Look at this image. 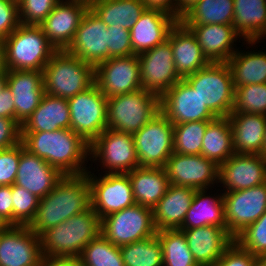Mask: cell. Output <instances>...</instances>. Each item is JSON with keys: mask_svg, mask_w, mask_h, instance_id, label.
<instances>
[{"mask_svg": "<svg viewBox=\"0 0 266 266\" xmlns=\"http://www.w3.org/2000/svg\"><path fill=\"white\" fill-rule=\"evenodd\" d=\"M6 85H7V73L0 74V93L5 88Z\"/></svg>", "mask_w": 266, "mask_h": 266, "instance_id": "680465c9", "label": "cell"}, {"mask_svg": "<svg viewBox=\"0 0 266 266\" xmlns=\"http://www.w3.org/2000/svg\"><path fill=\"white\" fill-rule=\"evenodd\" d=\"M8 70L43 71L57 51L40 26L19 24L3 41Z\"/></svg>", "mask_w": 266, "mask_h": 266, "instance_id": "5b68a950", "label": "cell"}, {"mask_svg": "<svg viewBox=\"0 0 266 266\" xmlns=\"http://www.w3.org/2000/svg\"><path fill=\"white\" fill-rule=\"evenodd\" d=\"M185 26L196 37L204 56L210 63H226L237 51L234 42L240 38V35L232 24Z\"/></svg>", "mask_w": 266, "mask_h": 266, "instance_id": "4316f807", "label": "cell"}, {"mask_svg": "<svg viewBox=\"0 0 266 266\" xmlns=\"http://www.w3.org/2000/svg\"><path fill=\"white\" fill-rule=\"evenodd\" d=\"M0 217L9 225H13L11 185L0 186Z\"/></svg>", "mask_w": 266, "mask_h": 266, "instance_id": "816d5d0a", "label": "cell"}, {"mask_svg": "<svg viewBox=\"0 0 266 266\" xmlns=\"http://www.w3.org/2000/svg\"><path fill=\"white\" fill-rule=\"evenodd\" d=\"M107 27L89 8L83 16L74 40L67 51L94 67L106 61L108 59Z\"/></svg>", "mask_w": 266, "mask_h": 266, "instance_id": "ffe728a7", "label": "cell"}, {"mask_svg": "<svg viewBox=\"0 0 266 266\" xmlns=\"http://www.w3.org/2000/svg\"><path fill=\"white\" fill-rule=\"evenodd\" d=\"M69 1H79V2L86 3L87 5H90L94 0H69Z\"/></svg>", "mask_w": 266, "mask_h": 266, "instance_id": "6125c7cd", "label": "cell"}, {"mask_svg": "<svg viewBox=\"0 0 266 266\" xmlns=\"http://www.w3.org/2000/svg\"><path fill=\"white\" fill-rule=\"evenodd\" d=\"M206 189L196 190L191 207L186 213L179 229H191L202 226L226 228L223 196L206 195ZM206 195V196H205Z\"/></svg>", "mask_w": 266, "mask_h": 266, "instance_id": "d6a6232c", "label": "cell"}, {"mask_svg": "<svg viewBox=\"0 0 266 266\" xmlns=\"http://www.w3.org/2000/svg\"><path fill=\"white\" fill-rule=\"evenodd\" d=\"M40 236L27 225H9L0 233V266H42Z\"/></svg>", "mask_w": 266, "mask_h": 266, "instance_id": "e0dca14e", "label": "cell"}, {"mask_svg": "<svg viewBox=\"0 0 266 266\" xmlns=\"http://www.w3.org/2000/svg\"><path fill=\"white\" fill-rule=\"evenodd\" d=\"M64 175L45 160L28 152L20 142V159L15 185L24 187L38 198L51 192Z\"/></svg>", "mask_w": 266, "mask_h": 266, "instance_id": "7402d4cb", "label": "cell"}, {"mask_svg": "<svg viewBox=\"0 0 266 266\" xmlns=\"http://www.w3.org/2000/svg\"><path fill=\"white\" fill-rule=\"evenodd\" d=\"M233 154L235 152L229 118L217 117L207 125L203 137L201 155L220 166Z\"/></svg>", "mask_w": 266, "mask_h": 266, "instance_id": "e575fe53", "label": "cell"}, {"mask_svg": "<svg viewBox=\"0 0 266 266\" xmlns=\"http://www.w3.org/2000/svg\"><path fill=\"white\" fill-rule=\"evenodd\" d=\"M42 266H84L78 258L44 259Z\"/></svg>", "mask_w": 266, "mask_h": 266, "instance_id": "11a10c76", "label": "cell"}, {"mask_svg": "<svg viewBox=\"0 0 266 266\" xmlns=\"http://www.w3.org/2000/svg\"><path fill=\"white\" fill-rule=\"evenodd\" d=\"M70 110L67 99L44 94L39 106L21 125V132H50L70 129Z\"/></svg>", "mask_w": 266, "mask_h": 266, "instance_id": "f546056e", "label": "cell"}, {"mask_svg": "<svg viewBox=\"0 0 266 266\" xmlns=\"http://www.w3.org/2000/svg\"><path fill=\"white\" fill-rule=\"evenodd\" d=\"M163 168L174 186L208 190L214 183H219V166L202 155L173 152Z\"/></svg>", "mask_w": 266, "mask_h": 266, "instance_id": "5bb4252c", "label": "cell"}, {"mask_svg": "<svg viewBox=\"0 0 266 266\" xmlns=\"http://www.w3.org/2000/svg\"><path fill=\"white\" fill-rule=\"evenodd\" d=\"M8 68L6 65V50L3 40L0 39V74L7 73Z\"/></svg>", "mask_w": 266, "mask_h": 266, "instance_id": "6f0895ef", "label": "cell"}, {"mask_svg": "<svg viewBox=\"0 0 266 266\" xmlns=\"http://www.w3.org/2000/svg\"><path fill=\"white\" fill-rule=\"evenodd\" d=\"M226 228L235 239L266 211V182L244 190L222 193Z\"/></svg>", "mask_w": 266, "mask_h": 266, "instance_id": "4fadbf2b", "label": "cell"}, {"mask_svg": "<svg viewBox=\"0 0 266 266\" xmlns=\"http://www.w3.org/2000/svg\"><path fill=\"white\" fill-rule=\"evenodd\" d=\"M89 5L79 1L60 0L39 25L56 50H67L76 35Z\"/></svg>", "mask_w": 266, "mask_h": 266, "instance_id": "d6986e66", "label": "cell"}, {"mask_svg": "<svg viewBox=\"0 0 266 266\" xmlns=\"http://www.w3.org/2000/svg\"><path fill=\"white\" fill-rule=\"evenodd\" d=\"M156 235L162 245L163 266H198L182 230H160Z\"/></svg>", "mask_w": 266, "mask_h": 266, "instance_id": "74e56055", "label": "cell"}, {"mask_svg": "<svg viewBox=\"0 0 266 266\" xmlns=\"http://www.w3.org/2000/svg\"><path fill=\"white\" fill-rule=\"evenodd\" d=\"M266 182V157L233 154L219 166V183L225 192L248 189Z\"/></svg>", "mask_w": 266, "mask_h": 266, "instance_id": "44dd1931", "label": "cell"}, {"mask_svg": "<svg viewBox=\"0 0 266 266\" xmlns=\"http://www.w3.org/2000/svg\"><path fill=\"white\" fill-rule=\"evenodd\" d=\"M20 159V143L14 147L0 150V186L13 185Z\"/></svg>", "mask_w": 266, "mask_h": 266, "instance_id": "7dc6e473", "label": "cell"}, {"mask_svg": "<svg viewBox=\"0 0 266 266\" xmlns=\"http://www.w3.org/2000/svg\"><path fill=\"white\" fill-rule=\"evenodd\" d=\"M255 266H266V255L257 256Z\"/></svg>", "mask_w": 266, "mask_h": 266, "instance_id": "91938a15", "label": "cell"}, {"mask_svg": "<svg viewBox=\"0 0 266 266\" xmlns=\"http://www.w3.org/2000/svg\"><path fill=\"white\" fill-rule=\"evenodd\" d=\"M60 0H18L19 24L39 26Z\"/></svg>", "mask_w": 266, "mask_h": 266, "instance_id": "f6af8a7d", "label": "cell"}, {"mask_svg": "<svg viewBox=\"0 0 266 266\" xmlns=\"http://www.w3.org/2000/svg\"><path fill=\"white\" fill-rule=\"evenodd\" d=\"M167 40L172 46L175 70L181 79L210 64L196 37L181 21L171 28Z\"/></svg>", "mask_w": 266, "mask_h": 266, "instance_id": "d4e9b609", "label": "cell"}, {"mask_svg": "<svg viewBox=\"0 0 266 266\" xmlns=\"http://www.w3.org/2000/svg\"><path fill=\"white\" fill-rule=\"evenodd\" d=\"M160 111V98L139 89L107 98V128L122 133L138 132Z\"/></svg>", "mask_w": 266, "mask_h": 266, "instance_id": "8992f818", "label": "cell"}, {"mask_svg": "<svg viewBox=\"0 0 266 266\" xmlns=\"http://www.w3.org/2000/svg\"><path fill=\"white\" fill-rule=\"evenodd\" d=\"M138 57L143 90L160 98L181 80L175 70L172 46L168 40Z\"/></svg>", "mask_w": 266, "mask_h": 266, "instance_id": "9a60e30c", "label": "cell"}, {"mask_svg": "<svg viewBox=\"0 0 266 266\" xmlns=\"http://www.w3.org/2000/svg\"><path fill=\"white\" fill-rule=\"evenodd\" d=\"M146 9L159 10L177 20L176 0H142Z\"/></svg>", "mask_w": 266, "mask_h": 266, "instance_id": "db71d44e", "label": "cell"}, {"mask_svg": "<svg viewBox=\"0 0 266 266\" xmlns=\"http://www.w3.org/2000/svg\"><path fill=\"white\" fill-rule=\"evenodd\" d=\"M235 241L252 255H266V211L257 221L242 231Z\"/></svg>", "mask_w": 266, "mask_h": 266, "instance_id": "ee69618b", "label": "cell"}, {"mask_svg": "<svg viewBox=\"0 0 266 266\" xmlns=\"http://www.w3.org/2000/svg\"><path fill=\"white\" fill-rule=\"evenodd\" d=\"M174 125L159 111L133 134L139 167H161L173 151Z\"/></svg>", "mask_w": 266, "mask_h": 266, "instance_id": "30bf717a", "label": "cell"}, {"mask_svg": "<svg viewBox=\"0 0 266 266\" xmlns=\"http://www.w3.org/2000/svg\"><path fill=\"white\" fill-rule=\"evenodd\" d=\"M233 112L266 115V83L235 87Z\"/></svg>", "mask_w": 266, "mask_h": 266, "instance_id": "b9f144b4", "label": "cell"}, {"mask_svg": "<svg viewBox=\"0 0 266 266\" xmlns=\"http://www.w3.org/2000/svg\"><path fill=\"white\" fill-rule=\"evenodd\" d=\"M233 26L240 37L254 45L266 36V1L234 0ZM263 36V37H262Z\"/></svg>", "mask_w": 266, "mask_h": 266, "instance_id": "1f68e13d", "label": "cell"}, {"mask_svg": "<svg viewBox=\"0 0 266 266\" xmlns=\"http://www.w3.org/2000/svg\"><path fill=\"white\" fill-rule=\"evenodd\" d=\"M7 86L13 95L15 120L22 125L45 94L43 74L35 70H8Z\"/></svg>", "mask_w": 266, "mask_h": 266, "instance_id": "603a6c76", "label": "cell"}, {"mask_svg": "<svg viewBox=\"0 0 266 266\" xmlns=\"http://www.w3.org/2000/svg\"><path fill=\"white\" fill-rule=\"evenodd\" d=\"M21 143L28 152L42 158L64 176L83 175L88 171L85 163L90 144L71 129L21 132Z\"/></svg>", "mask_w": 266, "mask_h": 266, "instance_id": "6da1fadb", "label": "cell"}, {"mask_svg": "<svg viewBox=\"0 0 266 266\" xmlns=\"http://www.w3.org/2000/svg\"><path fill=\"white\" fill-rule=\"evenodd\" d=\"M160 111L173 125L217 118L185 79L179 80L160 97Z\"/></svg>", "mask_w": 266, "mask_h": 266, "instance_id": "ac0fdd59", "label": "cell"}, {"mask_svg": "<svg viewBox=\"0 0 266 266\" xmlns=\"http://www.w3.org/2000/svg\"><path fill=\"white\" fill-rule=\"evenodd\" d=\"M196 189L169 185L163 198L153 208V220L157 231L179 229L191 207Z\"/></svg>", "mask_w": 266, "mask_h": 266, "instance_id": "f1b7e54d", "label": "cell"}, {"mask_svg": "<svg viewBox=\"0 0 266 266\" xmlns=\"http://www.w3.org/2000/svg\"><path fill=\"white\" fill-rule=\"evenodd\" d=\"M13 225H29L34 219L40 198L24 187L11 185Z\"/></svg>", "mask_w": 266, "mask_h": 266, "instance_id": "7bdbcfd3", "label": "cell"}, {"mask_svg": "<svg viewBox=\"0 0 266 266\" xmlns=\"http://www.w3.org/2000/svg\"><path fill=\"white\" fill-rule=\"evenodd\" d=\"M264 156L266 157V128H265V139H264Z\"/></svg>", "mask_w": 266, "mask_h": 266, "instance_id": "be15d7a7", "label": "cell"}, {"mask_svg": "<svg viewBox=\"0 0 266 266\" xmlns=\"http://www.w3.org/2000/svg\"><path fill=\"white\" fill-rule=\"evenodd\" d=\"M210 122L211 121H194L174 125V153L201 155L204 133Z\"/></svg>", "mask_w": 266, "mask_h": 266, "instance_id": "60d3db41", "label": "cell"}, {"mask_svg": "<svg viewBox=\"0 0 266 266\" xmlns=\"http://www.w3.org/2000/svg\"><path fill=\"white\" fill-rule=\"evenodd\" d=\"M94 74L106 98L142 89L138 55L107 59L94 67Z\"/></svg>", "mask_w": 266, "mask_h": 266, "instance_id": "2e32d148", "label": "cell"}, {"mask_svg": "<svg viewBox=\"0 0 266 266\" xmlns=\"http://www.w3.org/2000/svg\"><path fill=\"white\" fill-rule=\"evenodd\" d=\"M18 25V1L0 0V39L4 41Z\"/></svg>", "mask_w": 266, "mask_h": 266, "instance_id": "c3c4849f", "label": "cell"}, {"mask_svg": "<svg viewBox=\"0 0 266 266\" xmlns=\"http://www.w3.org/2000/svg\"><path fill=\"white\" fill-rule=\"evenodd\" d=\"M89 8L107 26L130 30L146 7L142 0H94Z\"/></svg>", "mask_w": 266, "mask_h": 266, "instance_id": "836d02e7", "label": "cell"}, {"mask_svg": "<svg viewBox=\"0 0 266 266\" xmlns=\"http://www.w3.org/2000/svg\"><path fill=\"white\" fill-rule=\"evenodd\" d=\"M90 207L87 174L65 175L51 192L40 198L35 217L28 227L40 236L44 231Z\"/></svg>", "mask_w": 266, "mask_h": 266, "instance_id": "7a4b0ae2", "label": "cell"}, {"mask_svg": "<svg viewBox=\"0 0 266 266\" xmlns=\"http://www.w3.org/2000/svg\"><path fill=\"white\" fill-rule=\"evenodd\" d=\"M135 203L153 209L170 185L164 168L137 167L127 173Z\"/></svg>", "mask_w": 266, "mask_h": 266, "instance_id": "4dcf8cb0", "label": "cell"}, {"mask_svg": "<svg viewBox=\"0 0 266 266\" xmlns=\"http://www.w3.org/2000/svg\"><path fill=\"white\" fill-rule=\"evenodd\" d=\"M100 234L101 219L90 207L40 235L43 258H78L83 248Z\"/></svg>", "mask_w": 266, "mask_h": 266, "instance_id": "3957f363", "label": "cell"}, {"mask_svg": "<svg viewBox=\"0 0 266 266\" xmlns=\"http://www.w3.org/2000/svg\"><path fill=\"white\" fill-rule=\"evenodd\" d=\"M256 258L234 241L214 266H255Z\"/></svg>", "mask_w": 266, "mask_h": 266, "instance_id": "681fc988", "label": "cell"}, {"mask_svg": "<svg viewBox=\"0 0 266 266\" xmlns=\"http://www.w3.org/2000/svg\"><path fill=\"white\" fill-rule=\"evenodd\" d=\"M108 59L133 55L130 32L123 27H107Z\"/></svg>", "mask_w": 266, "mask_h": 266, "instance_id": "bcb514c9", "label": "cell"}, {"mask_svg": "<svg viewBox=\"0 0 266 266\" xmlns=\"http://www.w3.org/2000/svg\"><path fill=\"white\" fill-rule=\"evenodd\" d=\"M200 0H176L177 21Z\"/></svg>", "mask_w": 266, "mask_h": 266, "instance_id": "9f6ffc18", "label": "cell"}, {"mask_svg": "<svg viewBox=\"0 0 266 266\" xmlns=\"http://www.w3.org/2000/svg\"><path fill=\"white\" fill-rule=\"evenodd\" d=\"M21 142V125L14 119L0 117V150Z\"/></svg>", "mask_w": 266, "mask_h": 266, "instance_id": "f907efd6", "label": "cell"}, {"mask_svg": "<svg viewBox=\"0 0 266 266\" xmlns=\"http://www.w3.org/2000/svg\"><path fill=\"white\" fill-rule=\"evenodd\" d=\"M226 63L234 87L266 83V52L237 50Z\"/></svg>", "mask_w": 266, "mask_h": 266, "instance_id": "d590c367", "label": "cell"}, {"mask_svg": "<svg viewBox=\"0 0 266 266\" xmlns=\"http://www.w3.org/2000/svg\"><path fill=\"white\" fill-rule=\"evenodd\" d=\"M0 117L15 120V105L13 95L7 85L0 93Z\"/></svg>", "mask_w": 266, "mask_h": 266, "instance_id": "f5cc1de1", "label": "cell"}, {"mask_svg": "<svg viewBox=\"0 0 266 266\" xmlns=\"http://www.w3.org/2000/svg\"><path fill=\"white\" fill-rule=\"evenodd\" d=\"M124 266H163L162 245L157 235L120 246Z\"/></svg>", "mask_w": 266, "mask_h": 266, "instance_id": "f35d334b", "label": "cell"}, {"mask_svg": "<svg viewBox=\"0 0 266 266\" xmlns=\"http://www.w3.org/2000/svg\"><path fill=\"white\" fill-rule=\"evenodd\" d=\"M153 209L134 204L101 219V234L116 246L155 236Z\"/></svg>", "mask_w": 266, "mask_h": 266, "instance_id": "ba28073f", "label": "cell"}, {"mask_svg": "<svg viewBox=\"0 0 266 266\" xmlns=\"http://www.w3.org/2000/svg\"><path fill=\"white\" fill-rule=\"evenodd\" d=\"M45 93L69 99L95 83L94 66L70 54L57 50L43 71Z\"/></svg>", "mask_w": 266, "mask_h": 266, "instance_id": "277c9868", "label": "cell"}, {"mask_svg": "<svg viewBox=\"0 0 266 266\" xmlns=\"http://www.w3.org/2000/svg\"><path fill=\"white\" fill-rule=\"evenodd\" d=\"M90 161L100 160L109 174L128 173L139 167L133 134L106 129L91 144ZM109 169V171H108Z\"/></svg>", "mask_w": 266, "mask_h": 266, "instance_id": "8fae6325", "label": "cell"}, {"mask_svg": "<svg viewBox=\"0 0 266 266\" xmlns=\"http://www.w3.org/2000/svg\"><path fill=\"white\" fill-rule=\"evenodd\" d=\"M237 154L263 155L266 115L231 112L228 116Z\"/></svg>", "mask_w": 266, "mask_h": 266, "instance_id": "83f0119b", "label": "cell"}, {"mask_svg": "<svg viewBox=\"0 0 266 266\" xmlns=\"http://www.w3.org/2000/svg\"><path fill=\"white\" fill-rule=\"evenodd\" d=\"M78 259L84 266H124L120 247L102 234L83 248Z\"/></svg>", "mask_w": 266, "mask_h": 266, "instance_id": "ab89813d", "label": "cell"}, {"mask_svg": "<svg viewBox=\"0 0 266 266\" xmlns=\"http://www.w3.org/2000/svg\"><path fill=\"white\" fill-rule=\"evenodd\" d=\"M9 224L0 217V233L5 230Z\"/></svg>", "mask_w": 266, "mask_h": 266, "instance_id": "94428289", "label": "cell"}, {"mask_svg": "<svg viewBox=\"0 0 266 266\" xmlns=\"http://www.w3.org/2000/svg\"><path fill=\"white\" fill-rule=\"evenodd\" d=\"M198 266H214L226 249L235 241L227 228L202 226L180 229Z\"/></svg>", "mask_w": 266, "mask_h": 266, "instance_id": "cb8c5ba5", "label": "cell"}, {"mask_svg": "<svg viewBox=\"0 0 266 266\" xmlns=\"http://www.w3.org/2000/svg\"><path fill=\"white\" fill-rule=\"evenodd\" d=\"M86 174L90 185L91 207L100 219L136 204L127 173H104L100 177H95L91 171Z\"/></svg>", "mask_w": 266, "mask_h": 266, "instance_id": "7c38bea8", "label": "cell"}, {"mask_svg": "<svg viewBox=\"0 0 266 266\" xmlns=\"http://www.w3.org/2000/svg\"><path fill=\"white\" fill-rule=\"evenodd\" d=\"M177 20L159 10L145 9L129 30L134 55L144 53L164 43Z\"/></svg>", "mask_w": 266, "mask_h": 266, "instance_id": "484cf974", "label": "cell"}, {"mask_svg": "<svg viewBox=\"0 0 266 266\" xmlns=\"http://www.w3.org/2000/svg\"><path fill=\"white\" fill-rule=\"evenodd\" d=\"M67 101L70 110V129L91 144L107 129L106 96L94 83Z\"/></svg>", "mask_w": 266, "mask_h": 266, "instance_id": "9c48e42d", "label": "cell"}, {"mask_svg": "<svg viewBox=\"0 0 266 266\" xmlns=\"http://www.w3.org/2000/svg\"><path fill=\"white\" fill-rule=\"evenodd\" d=\"M234 0H200L180 19L184 25L233 24Z\"/></svg>", "mask_w": 266, "mask_h": 266, "instance_id": "8d00e7d4", "label": "cell"}, {"mask_svg": "<svg viewBox=\"0 0 266 266\" xmlns=\"http://www.w3.org/2000/svg\"><path fill=\"white\" fill-rule=\"evenodd\" d=\"M185 80L216 117H228L233 111L235 87L227 63H210Z\"/></svg>", "mask_w": 266, "mask_h": 266, "instance_id": "52a82bcc", "label": "cell"}]
</instances>
